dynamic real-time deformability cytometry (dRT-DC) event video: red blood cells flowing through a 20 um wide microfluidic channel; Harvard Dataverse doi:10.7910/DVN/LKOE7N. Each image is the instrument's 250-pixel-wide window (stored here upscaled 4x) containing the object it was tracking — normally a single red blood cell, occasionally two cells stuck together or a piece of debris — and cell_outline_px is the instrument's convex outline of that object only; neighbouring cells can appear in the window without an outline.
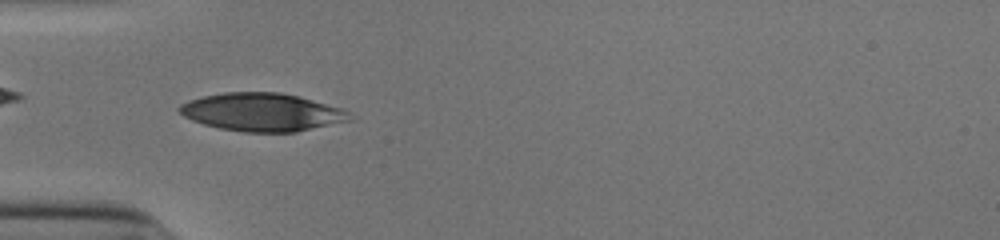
{"species": "human", "species_latin": "Homo sapiens", "temperature_condition": "cold", "stored_images_in_passage": 52, "camera_frame_rate_fps": 3000, "um_per_image_px": 0.085, "donor": {"sex": "male"}, "frame": {"image": 1, "passage_image": 17, "time_ms": 5.333, "image_size_px": [1000, 240], "cell_outline_px": [[356, 120], [296, 132], [244, 132], [220, 128], [204, 124], [192, 120], [184, 116], [176, 108], [180, 104], [188, 100], [204, 96], [224, 92], [280, 92], [300, 96], [344, 108]], "centroid_in_image_um": [22.34, 9.53], "position_along_channel_um": 62.7, "area_um2": 38.21}}
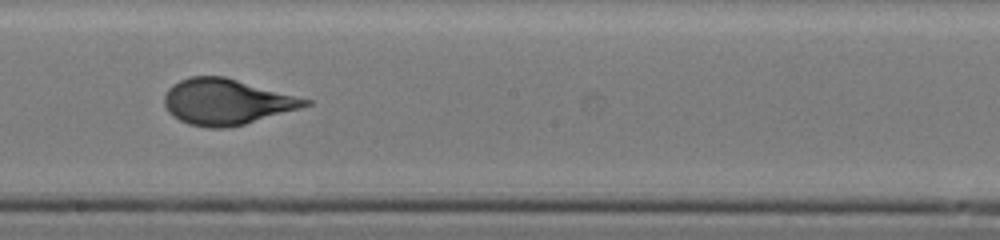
{"frame": {"image": 2, "passage_image": 30, "time_ms": 9.667, "image_size_px": [1000, 240], "cell_outline_px": [[312, 104], [300, 108], [244, 124], [224, 128], [208, 128], [188, 124], [172, 116], [168, 112], [164, 104], [164, 96], [168, 88], [172, 84], [188, 76], [224, 76], [312, 100]], "centroid_in_image_um": [19.21, 8.65], "position_along_channel_um": 229.0, "area_um2": 37.51}}
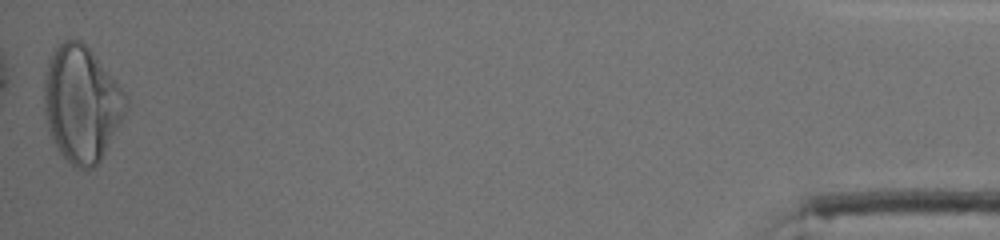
{"frame": {"image": 3, "passage_image": 52, "time_ms": 17.0, "image_size_px": [1000, 240], "cell_outline_px": [[128, 104], [100, 160], [88, 172], [76, 168], [60, 152], [48, 128], [44, 112], [44, 72], [48, 56], [64, 40], [80, 40], [92, 52], [128, 96]], "centroid_in_image_um": [6.89, 8.81], "position_along_channel_um": 428.3, "area_um2": 54.68}, "authors_computed_cell_mechanics": {"area_um2": 37.5411, "velocity_mm_per_s": 3.9086, "shape_relaxation_time_tau1_ms": 3.5002, "shape_relaxation_time_tau2_ms": null, "deformation_change_tau1": 0.1766, "deformation_change_tau2": null}}